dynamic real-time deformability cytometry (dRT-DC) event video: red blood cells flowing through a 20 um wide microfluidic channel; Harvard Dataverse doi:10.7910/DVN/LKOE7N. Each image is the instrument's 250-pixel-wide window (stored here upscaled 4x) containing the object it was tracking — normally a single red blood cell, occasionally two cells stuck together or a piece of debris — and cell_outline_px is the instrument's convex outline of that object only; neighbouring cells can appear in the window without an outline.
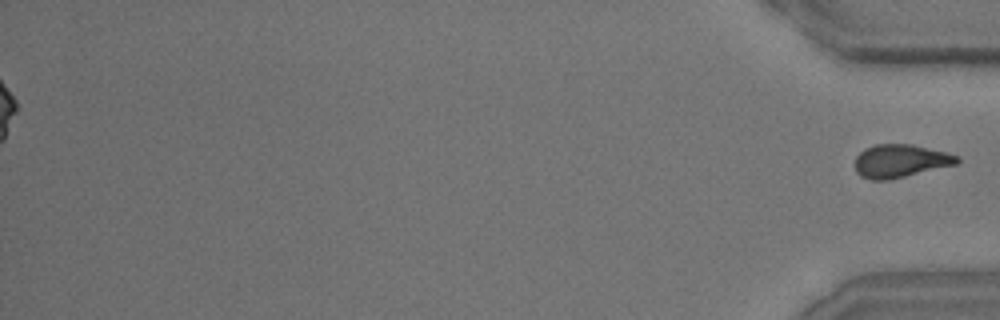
{"species": "common noctule bat (a hibernating species)", "species_latin": "Nyctalus noctula", "temperature_condition": "room temperature", "stored_images_in_passage": 44, "segment_of_instrument_passage": [2, 2], "camera_frame_rate_fps": 3000, "um_per_image_px": 0.085, "animal": {"sex": "male", "body_mass_g": 15.6}, "frame": {"image": 1, "passage_image": 44, "time_ms": 14.333, "image_size_px": [1000, 320], "cell_outline_px": [[960, 160], [956, 164], [888, 180], [872, 180], [860, 176], [856, 172], [856, 156], [864, 148], [876, 144], [912, 144], [948, 152], [960, 156]], "centroid_in_image_um": [76.54, 13.67], "position_along_channel_um": 358.7, "area_um2": 19.71}}